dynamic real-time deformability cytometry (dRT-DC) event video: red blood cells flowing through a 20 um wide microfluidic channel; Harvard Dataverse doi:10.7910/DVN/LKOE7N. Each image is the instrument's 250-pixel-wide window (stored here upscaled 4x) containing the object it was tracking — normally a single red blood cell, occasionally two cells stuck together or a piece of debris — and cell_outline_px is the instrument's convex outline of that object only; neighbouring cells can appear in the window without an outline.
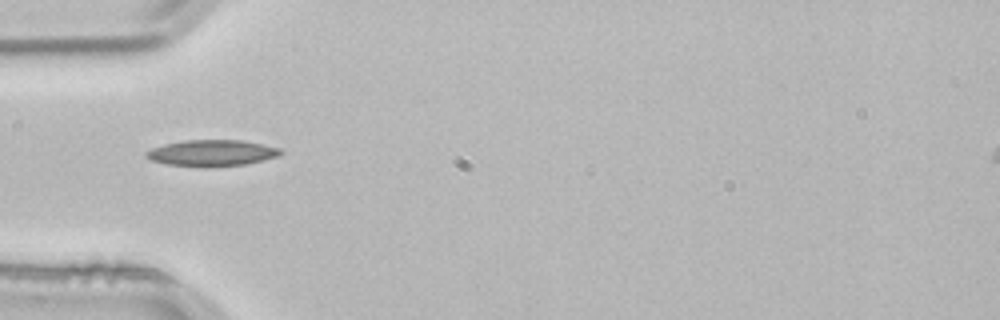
{"species": "common noctule bat (a hibernating species)", "species_latin": "Nyctalus noctula", "temperature_condition": "room temperature", "stored_images_in_passage": 1, "camera_frame_rate_fps": 3000, "um_per_image_px": 0.085, "animal": {"sex": "male", "body_mass_g": 21.5, "forearm_length_mm": 52.0}, "frame": {"image": 1, "passage_image": 1, "time_ms": 0.0, "image_size_px": [1000, 320], "cell_outline_px": [[284, 152], [280, 156], [264, 160], [244, 164], [168, 164], [152, 160], [144, 156], [144, 152], [152, 148], [164, 144], [184, 140], [240, 140], [264, 144], [280, 148]], "centroid_in_image_um": [18.05, 12.95], "position_along_channel_um": 66.9, "area_um2": 19.71}}